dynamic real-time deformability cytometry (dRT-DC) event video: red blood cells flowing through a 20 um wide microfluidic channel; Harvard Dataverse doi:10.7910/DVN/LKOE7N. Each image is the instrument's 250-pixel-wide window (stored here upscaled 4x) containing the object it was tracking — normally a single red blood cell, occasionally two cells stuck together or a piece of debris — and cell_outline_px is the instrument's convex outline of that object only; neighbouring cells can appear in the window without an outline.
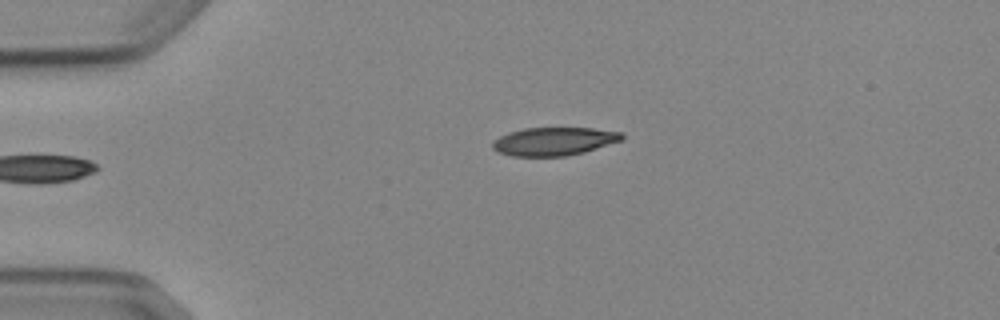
{"species": "Egyptian fruit bat (a non-hibernating species)", "species_latin": "Rousettus aegyptiacus", "temperature_condition": "cold", "stored_images_in_passage": 2, "camera_frame_rate_fps": 3000, "um_per_image_px": 0.085, "animal": {"sex": "female"}, "frame": {"image": 1, "passage_image": 1, "time_ms": 0.0, "image_size_px": [1000, 320], "cell_outline_px": [[624, 140], [584, 152], [564, 156], [512, 156], [496, 152], [492, 148], [492, 144], [500, 136], [508, 132], [524, 128], [592, 128], [620, 132], [624, 136]], "centroid_in_image_um": [47.09, 12.02], "position_along_channel_um": 37.9, "area_um2": 21.27}}